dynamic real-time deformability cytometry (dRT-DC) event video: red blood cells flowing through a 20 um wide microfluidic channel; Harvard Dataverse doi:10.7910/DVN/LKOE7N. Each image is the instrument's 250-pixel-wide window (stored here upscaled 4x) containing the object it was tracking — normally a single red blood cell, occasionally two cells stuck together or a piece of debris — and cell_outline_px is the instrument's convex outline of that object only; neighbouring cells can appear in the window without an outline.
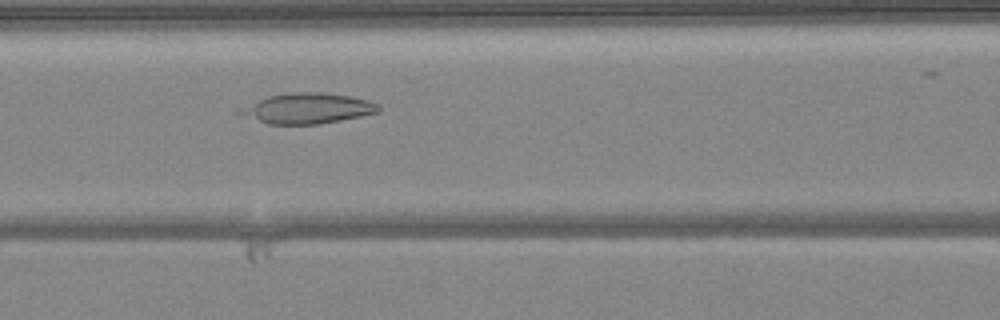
{"species": "common noctule bat (a hibernating species)", "species_latin": "Nyctalus noctula", "temperature_condition": "warm", "stored_images_in_passage": 41, "camera_frame_rate_fps": 3000, "um_per_image_px": 0.085, "animal": {"sex": "female", "body_mass_g": 24.6, "forearm_length_mm": 56.2}, "frame": {"image": 1, "passage_image": 21, "time_ms": 6.667, "image_size_px": [1000, 320], "cell_outline_px": [[380, 112], [340, 120], [316, 124], [268, 124], [236, 112], [240, 108], [268, 96], [292, 92], [320, 92], [348, 96], [368, 100], [376, 104], [380, 108]], "centroid_in_image_um": [26.14, 9.21], "position_along_channel_um": 140.5, "area_um2": 24.1}}
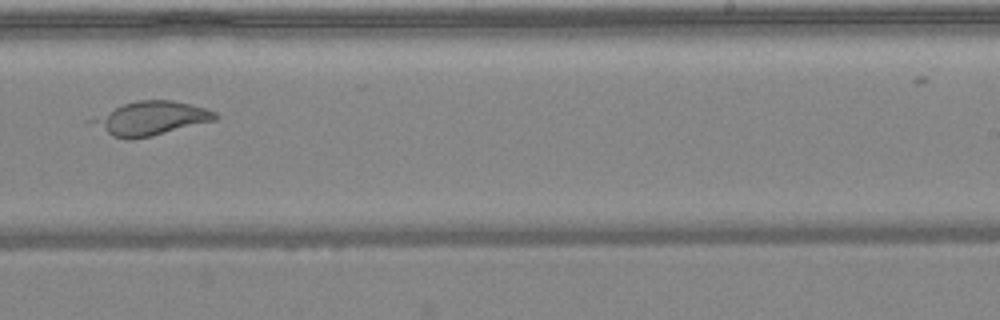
{"frame": {"image": 2, "passage_image": 31, "time_ms": 10.0, "image_size_px": [1000, 320], "cell_outline_px": [[216, 120], [152, 136], [132, 140], [128, 140], [112, 136], [84, 120], [124, 104], [140, 100], [172, 100], [192, 104], [216, 112]], "centroid_in_image_um": [12.77, 10.07], "position_along_channel_um": 276.2, "area_um2": 24.28}}
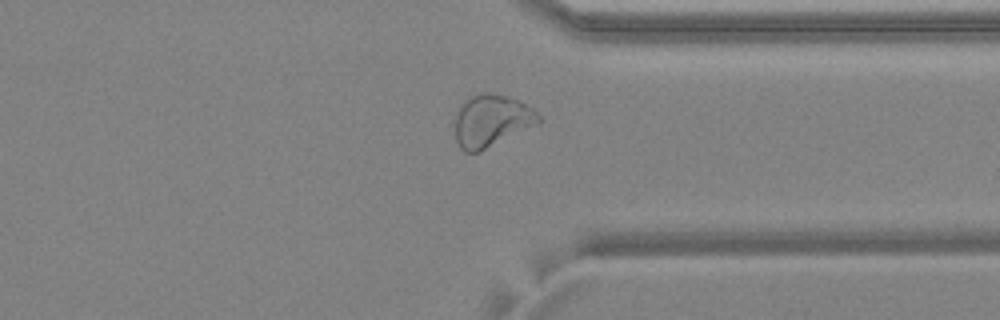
{"frame": {"image": 3, "passage_image": 38, "time_ms": 12.333, "image_size_px": [1000, 320], "cell_outline_px": [[544, 120], [540, 124], [480, 152], [464, 152], [460, 148], [448, 124], [460, 104], [464, 100], [472, 96], [508, 96], [520, 100], [532, 108]], "centroid_in_image_um": [41.71, 10.33], "position_along_channel_um": 369.7, "area_um2": 26.18}}